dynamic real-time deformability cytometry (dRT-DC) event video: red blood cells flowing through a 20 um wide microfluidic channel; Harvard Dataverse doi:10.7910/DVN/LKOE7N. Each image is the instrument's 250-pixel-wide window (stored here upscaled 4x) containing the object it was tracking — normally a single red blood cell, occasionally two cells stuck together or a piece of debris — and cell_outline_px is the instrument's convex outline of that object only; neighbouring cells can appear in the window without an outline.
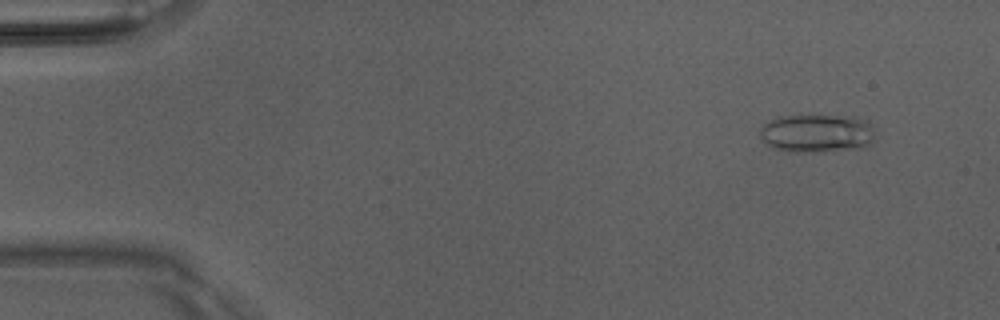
{"species": "Egyptian fruit bat (a non-hibernating species)", "species_latin": "Rousettus aegyptiacus", "temperature_condition": "room temperature", "stored_images_in_passage": 51, "camera_frame_rate_fps": 3000, "um_per_image_px": 0.085, "animal": {"sex": "male"}, "frame": {"image": 1, "passage_image": 5, "time_ms": 1.333, "image_size_px": [1000, 320], "cell_outline_px": [[876, 140], [860, 148], [824, 152], [796, 152], [772, 148], [764, 144], [760, 136], [760, 128], [764, 124], [780, 116], [856, 116], [868, 120], [872, 124]], "centroid_in_image_um": [69.47, 11.34], "position_along_channel_um": 15.5, "area_um2": 26.13}}
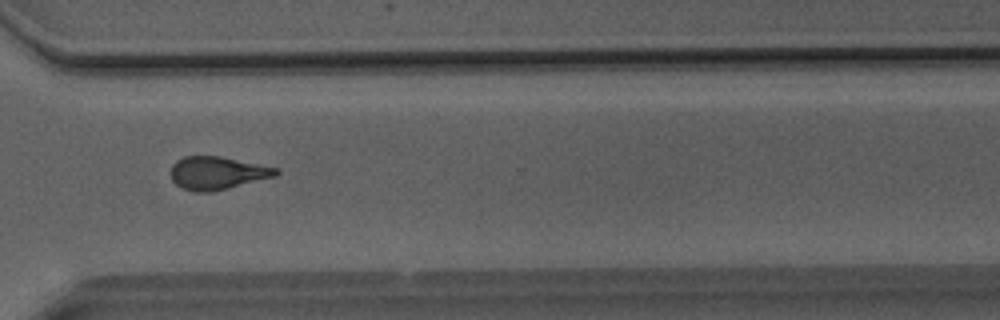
{"frame": {"image": 2, "passage_image": 38, "time_ms": 12.333, "image_size_px": [1000, 320], "cell_outline_px": [[280, 172], [276, 176], [228, 188], [208, 192], [192, 192], [180, 188], [172, 180], [172, 164], [176, 160], [184, 156], [220, 156], [280, 168]], "centroid_in_image_um": [18.47, 14.7], "position_along_channel_um": 352.1, "area_um2": 20.29}}
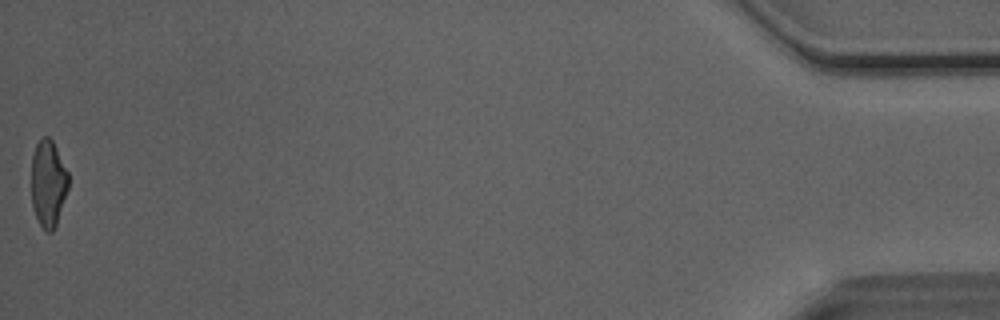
{"frame": {"image": 3, "passage_image": 51, "time_ms": 16.667, "image_size_px": [1000, 320], "cell_outline_px": [[68, 188], [56, 224], [52, 232], [44, 232], [36, 216], [32, 204], [32, 156], [36, 144], [40, 136], [48, 136], [52, 140], [68, 172]], "centroid_in_image_um": [4.09, 15.57], "position_along_channel_um": 431.1, "area_um2": 18.61}, "authors_computed_cell_mechanics": {"area_um2": 20.4034, "velocity_mm_per_s": 4.1061, "shape_relaxation_time_tau1_ms": 5.4281, "shape_relaxation_time_tau2_ms": 2.6378, "deformation_change_tau1": 0.2123, "deformation_change_tau2": 0.1154}}